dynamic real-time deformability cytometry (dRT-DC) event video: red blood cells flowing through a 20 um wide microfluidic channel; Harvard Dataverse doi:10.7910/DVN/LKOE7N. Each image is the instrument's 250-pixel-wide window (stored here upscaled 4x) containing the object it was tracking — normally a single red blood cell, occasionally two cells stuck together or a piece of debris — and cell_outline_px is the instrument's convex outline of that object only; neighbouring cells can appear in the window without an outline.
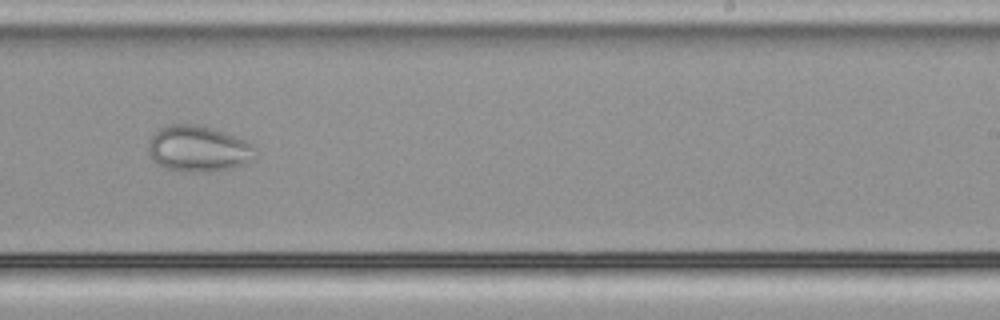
{"species": "common noctule bat (a hibernating species)", "species_latin": "Nyctalus noctula", "temperature_condition": "cold", "stored_images_in_passage": 49, "camera_frame_rate_fps": 3000, "um_per_image_px": 0.085, "animal": {"sex": "male", "body_mass_g": 21.5, "forearm_length_mm": 52.0}, "frame": {"image": 1, "passage_image": 29, "time_ms": 9.333, "image_size_px": [1000, 320], "cell_outline_px": [[256, 156], [244, 164], [232, 168], [204, 172], [188, 172], [168, 168], [160, 164], [148, 156], [148, 144], [152, 136], [160, 128], [168, 124], [196, 124], [212, 128], [224, 132], [244, 140], [252, 144], [256, 148]], "centroid_in_image_um": [16.86, 12.64], "position_along_channel_um": 272.1, "area_um2": 28.61}}
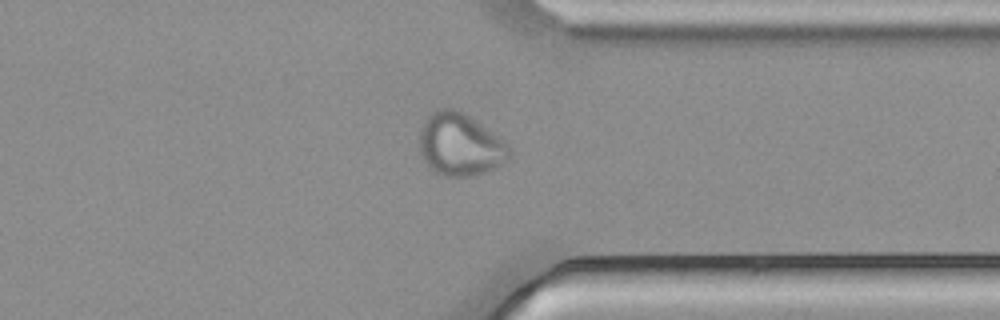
{"frame": {"image": 2, "passage_image": 37, "time_ms": 12.0, "image_size_px": [1000, 320], "cell_outline_px": [[512, 152], [508, 160], [496, 168], [488, 172], [472, 176], [444, 176], [432, 172], [424, 160], [420, 152], [420, 128], [428, 116], [432, 112], [440, 108], [452, 108], [464, 112], [508, 144], [512, 148]], "centroid_in_image_um": [39.12, 12.31], "position_along_channel_um": 372.3, "area_um2": 32.95}}
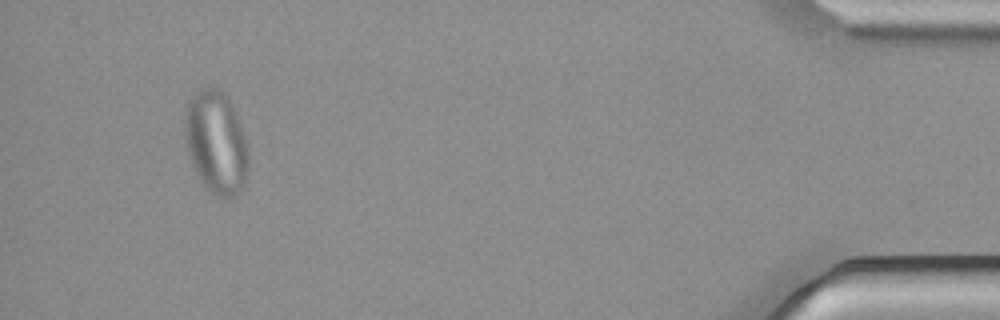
{"frame": {"image": 3, "passage_image": 46, "time_ms": 15.0, "image_size_px": [1000, 320], "cell_outline_px": [[248, 172], [240, 192], [232, 196], [216, 196], [200, 180], [192, 164], [184, 132], [184, 120], [188, 100], [200, 88], [216, 88], [224, 92], [228, 96], [232, 104], [248, 144]], "centroid_in_image_um": [18.38, 12.07], "position_along_channel_um": 416.8, "area_um2": 37.97}}